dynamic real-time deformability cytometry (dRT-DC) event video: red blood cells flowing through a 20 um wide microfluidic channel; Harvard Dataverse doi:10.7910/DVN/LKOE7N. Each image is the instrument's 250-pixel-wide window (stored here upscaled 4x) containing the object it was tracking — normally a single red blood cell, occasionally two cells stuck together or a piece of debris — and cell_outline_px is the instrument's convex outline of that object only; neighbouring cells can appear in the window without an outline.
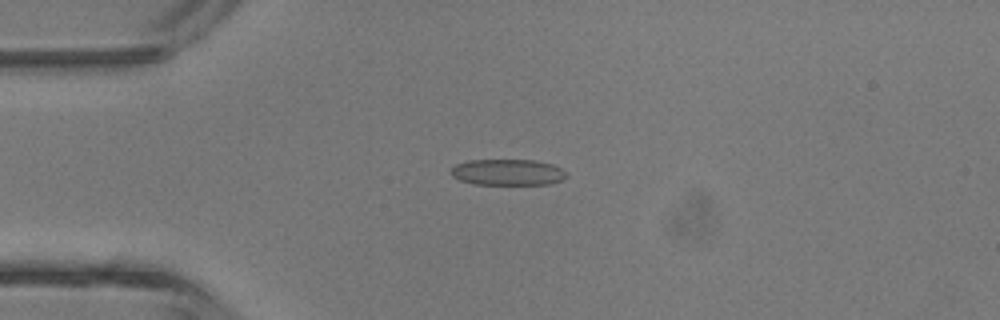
{"species": "common noctule bat (a hibernating species)", "species_latin": "Nyctalus noctula", "temperature_condition": "room temperature", "stored_images_in_passage": 3, "camera_frame_rate_fps": 3000, "um_per_image_px": 0.085, "animal": {"sex": "male", "body_mass_g": 13.3}, "frame": {"image": 1, "passage_image": 3, "time_ms": 2.333, "image_size_px": [1000, 320], "cell_outline_px": [[568, 176], [560, 180], [548, 184], [472, 184], [460, 180], [452, 176], [448, 172], [456, 164], [468, 160], [532, 160], [552, 164], [560, 168]], "centroid_in_image_um": [43.1, 14.64], "position_along_channel_um": 41.9, "area_um2": 17.51}}